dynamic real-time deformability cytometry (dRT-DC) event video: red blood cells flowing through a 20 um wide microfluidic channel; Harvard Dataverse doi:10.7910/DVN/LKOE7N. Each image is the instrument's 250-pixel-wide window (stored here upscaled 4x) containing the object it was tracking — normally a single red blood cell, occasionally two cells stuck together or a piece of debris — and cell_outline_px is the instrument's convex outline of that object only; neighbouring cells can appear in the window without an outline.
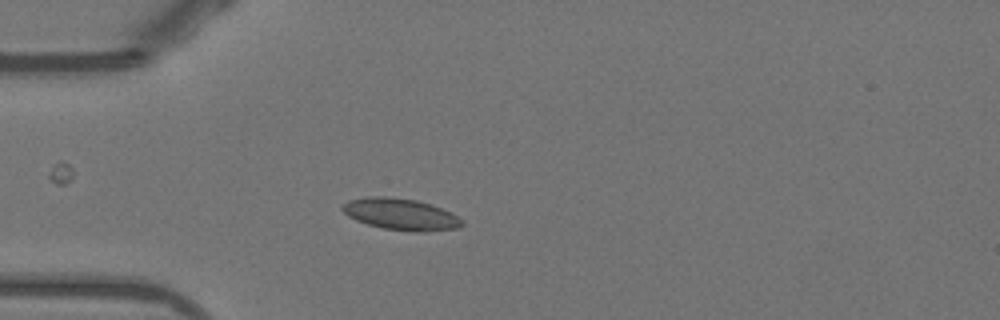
{"species": "Egyptian fruit bat (a non-hibernating species)", "species_latin": "Rousettus aegyptiacus", "temperature_condition": "warm", "stored_images_in_passage": 50, "camera_frame_rate_fps": 3000, "um_per_image_px": 0.085, "animal": {"sex": "female"}, "frame": {"image": 1, "passage_image": 12, "time_ms": 3.667, "image_size_px": [1000, 320], "cell_outline_px": [[464, 224], [456, 228], [424, 232], [412, 232], [384, 228], [368, 224], [356, 220], [348, 216], [340, 208], [348, 200], [368, 196], [384, 196], [416, 200], [440, 208], [464, 220]], "centroid_in_image_um": [34.03, 18.21], "position_along_channel_um": 51.0, "area_um2": 21.79}}
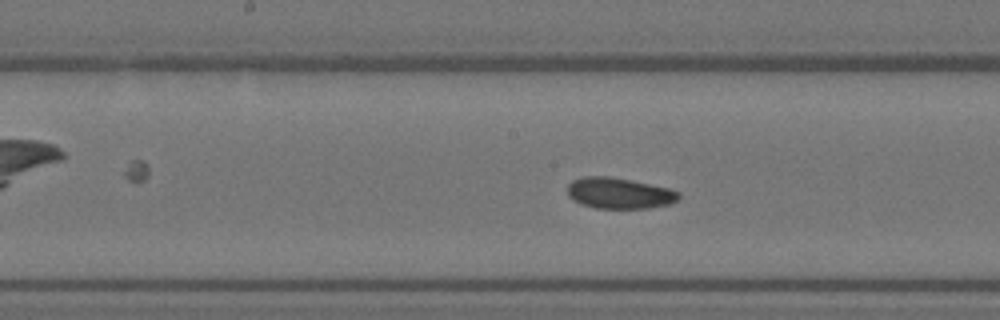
{"frame": {"image": 2, "passage_image": 24, "time_ms": 7.667, "image_size_px": [1000, 320], "cell_outline_px": [[680, 200], [668, 204], [648, 208], [596, 208], [580, 204], [568, 196], [568, 184], [572, 180], [584, 176], [608, 176], [668, 188], [680, 192]], "centroid_in_image_um": [52.62, 16.42], "position_along_channel_um": 195.6, "area_um2": 20.0}}
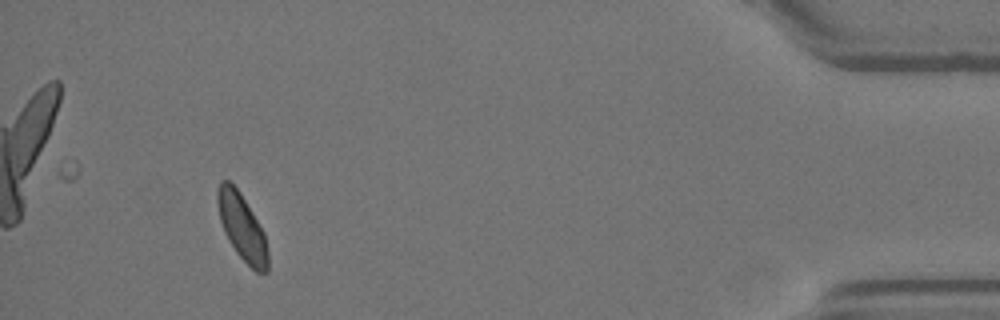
{"frame": {"image": 3, "passage_image": 46, "time_ms": 15.0, "image_size_px": [1000, 320], "cell_outline_px": [[268, 272], [256, 272], [236, 252], [228, 240], [224, 232], [220, 220], [216, 200], [216, 192], [220, 180], [228, 180], [240, 192], [264, 232], [268, 252]], "centroid_in_image_um": [20.55, 19.29], "position_along_channel_um": 414.6, "area_um2": 19.42}, "authors_computed_cell_mechanics": {"area_um2": 19.9988, "velocity_mm_per_s": 3.8816, "shape_relaxation_time_tau1_ms": 4.2202, "shape_relaxation_time_tau2_ms": null, "deformation_change_tau1": 0.0695, "deformation_change_tau2": null}}